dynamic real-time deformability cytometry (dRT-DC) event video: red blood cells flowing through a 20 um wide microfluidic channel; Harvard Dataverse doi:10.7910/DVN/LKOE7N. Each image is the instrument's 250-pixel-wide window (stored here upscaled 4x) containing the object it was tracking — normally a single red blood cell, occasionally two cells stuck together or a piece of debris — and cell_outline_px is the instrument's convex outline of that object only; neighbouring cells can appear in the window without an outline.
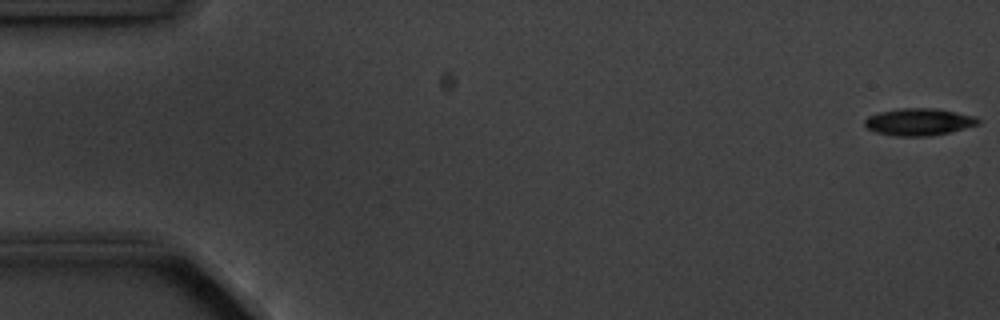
{"species": "common noctule bat (a hibernating species)", "species_latin": "Nyctalus noctula", "temperature_condition": "cold", "stored_images_in_passage": 6, "camera_frame_rate_fps": 3000, "um_per_image_px": 0.085, "animal": {"sex": "male", "body_mass_g": 20.1, "forearm_length_mm": 53.5}, "frame": {"image": 1, "passage_image": 1, "time_ms": 0.0, "image_size_px": [1000, 320], "cell_outline_px": [[980, 124], [948, 132], [928, 136], [896, 136], [876, 132], [868, 128], [864, 124], [864, 120], [868, 116], [880, 112], [900, 108], [936, 108], [976, 116], [980, 120]], "centroid_in_image_um": [78.11, 10.35], "position_along_channel_um": 6.9, "area_um2": 17.86}}
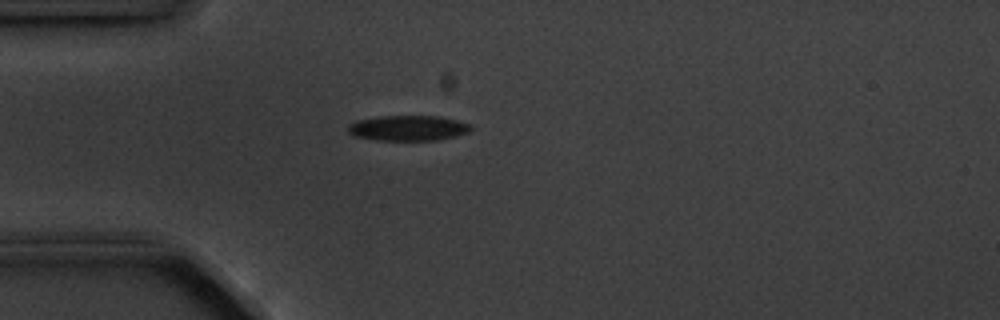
{"frame": {"image": 2, "passage_image": 5, "time_ms": 4.667, "image_size_px": [1000, 320], "cell_outline_px": [[472, 128], [468, 132], [456, 136], [436, 140], [376, 140], [352, 136], [348, 132], [348, 124], [356, 120], [376, 116], [440, 116], [472, 124]], "centroid_in_image_um": [34.66, 10.88], "position_along_channel_um": 50.3, "area_um2": 18.32}}